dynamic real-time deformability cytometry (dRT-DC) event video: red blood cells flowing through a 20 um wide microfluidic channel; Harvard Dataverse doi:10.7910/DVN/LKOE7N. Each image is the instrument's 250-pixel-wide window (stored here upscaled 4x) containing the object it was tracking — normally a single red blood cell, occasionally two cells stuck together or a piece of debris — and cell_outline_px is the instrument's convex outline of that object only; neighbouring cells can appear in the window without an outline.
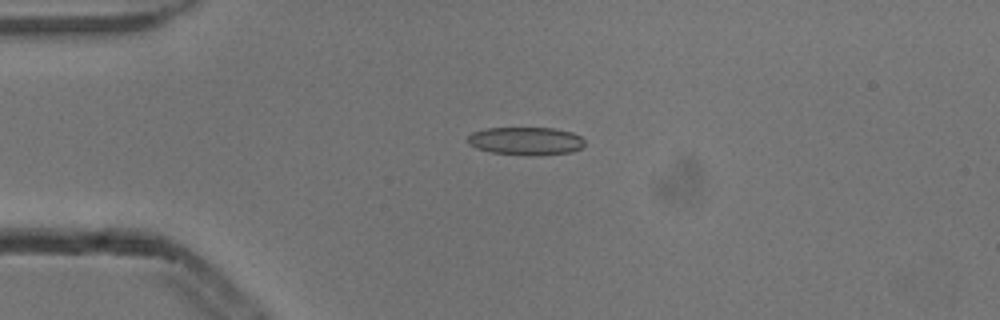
{"species": "common noctule bat (a hibernating species)", "species_latin": "Nyctalus noctula", "temperature_condition": "cold", "stored_images_in_passage": 3, "camera_frame_rate_fps": 3000, "um_per_image_px": 0.085, "animal": {"sex": "male", "body_mass_g": 13.3}, "frame": {"image": 1, "passage_image": 2, "time_ms": 0.333, "image_size_px": [1000, 320], "cell_outline_px": [[584, 144], [580, 148], [572, 152], [536, 156], [528, 156], [492, 152], [476, 148], [468, 144], [468, 136], [472, 132], [484, 128], [556, 128], [572, 132], [580, 136], [584, 140]], "centroid_in_image_um": [44.69, 11.99], "position_along_channel_um": 40.3, "area_um2": 19.31}}